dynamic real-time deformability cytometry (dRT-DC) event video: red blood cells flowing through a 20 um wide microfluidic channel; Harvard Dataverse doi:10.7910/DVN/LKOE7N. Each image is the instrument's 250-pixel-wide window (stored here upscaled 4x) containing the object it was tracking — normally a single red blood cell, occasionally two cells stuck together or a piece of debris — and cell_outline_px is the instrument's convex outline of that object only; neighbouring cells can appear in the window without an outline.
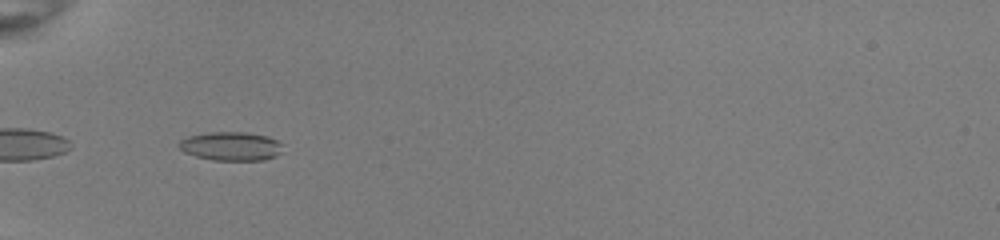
{"species": "common noctule bat (a hibernating species)", "species_latin": "Nyctalus noctula", "temperature_condition": "room temperature", "stored_images_in_passage": 35, "camera_frame_rate_fps": 3000, "um_per_image_px": 0.085, "animal": {"sex": "female", "body_mass_g": 22.0, "forearm_length_mm": 56.7}, "frame": {"image": 1, "passage_image": 2, "time_ms": 0.333, "image_size_px": [1000, 240], "cell_outline_px": [[284, 152], [276, 156], [264, 160], [212, 160], [196, 156], [184, 152], [176, 144], [180, 140], [188, 136], [208, 132], [244, 132], [268, 136], [276, 140], [280, 144]], "centroid_in_image_um": [19.63, 12.43], "position_along_channel_um": 65.4, "area_um2": 17.51}}
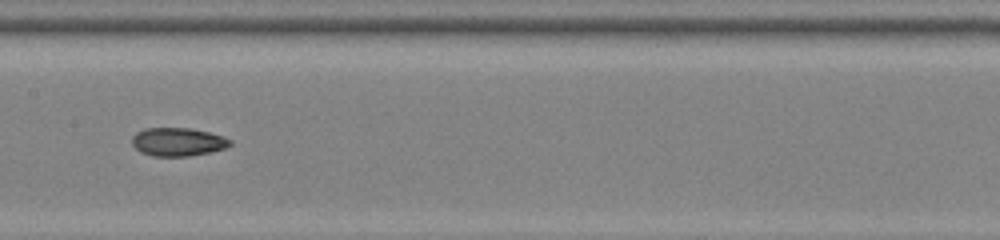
{"frame": {"image": 2, "passage_image": 12, "time_ms": 3.667, "image_size_px": [1000, 240], "cell_outline_px": [[232, 144], [224, 148], [208, 152], [188, 156], [152, 156], [140, 152], [132, 144], [132, 136], [136, 132], [144, 128], [192, 128], [208, 132], [232, 140]], "centroid_in_image_um": [15.07, 12.05], "position_along_channel_um": 192.3, "area_um2": 16.13}}
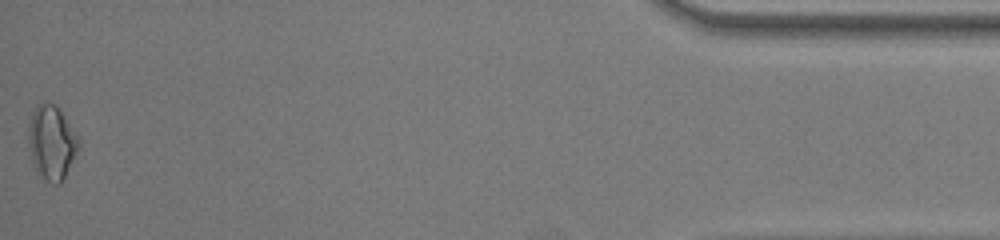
{"frame": {"image": 3, "passage_image": 35, "time_ms": 11.333, "image_size_px": [1000, 240], "cell_outline_px": [[80, 144], [60, 184], [52, 184], [40, 176], [36, 172], [32, 160], [28, 140], [28, 124], [32, 112], [36, 104], [44, 100], [56, 104], [60, 108], [80, 140]], "centroid_in_image_um": [4.36, 12.05], "position_along_channel_um": 430.8, "area_um2": 21.85}, "authors_computed_cell_mechanics": {"area_um2": 16.473, "velocity_mm_per_s": 4.0361, "shape_relaxation_time_tau1_ms": 5.9726, "shape_relaxation_time_tau2_ms": 3.1795, "deformation_change_tau1": 0.1682, "deformation_change_tau2": 0.0894}}